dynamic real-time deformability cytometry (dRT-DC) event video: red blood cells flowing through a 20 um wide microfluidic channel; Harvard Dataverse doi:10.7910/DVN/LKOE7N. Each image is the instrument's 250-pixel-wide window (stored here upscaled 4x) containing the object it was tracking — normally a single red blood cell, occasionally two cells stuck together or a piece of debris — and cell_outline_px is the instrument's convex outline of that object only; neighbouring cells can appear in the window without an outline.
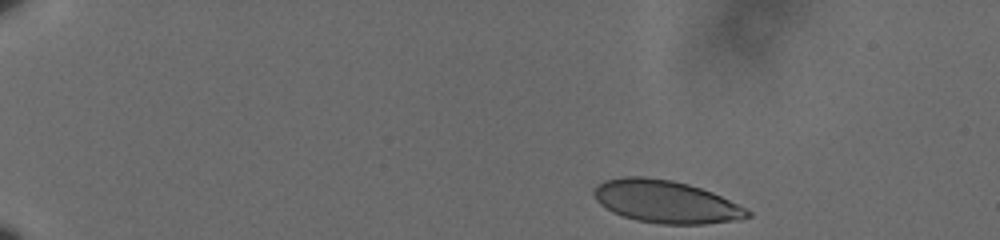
{"species": "human", "species_latin": "Homo sapiens", "temperature_condition": "cold", "stored_images_in_passage": 46, "camera_frame_rate_fps": 3000, "um_per_image_px": 0.085, "donor": {"sex": "male"}, "frame": {"image": 1, "passage_image": 1, "time_ms": 0.0, "image_size_px": [1000, 240], "cell_outline_px": [[752, 216], [740, 220], [704, 224], [660, 224], [636, 220], [612, 212], [600, 204], [596, 200], [592, 192], [596, 184], [604, 180], [624, 176], [644, 176], [672, 180], [688, 184], [712, 192], [752, 212]], "centroid_in_image_um": [56.56, 17.14], "position_along_channel_um": 28.4, "area_um2": 38.21}}
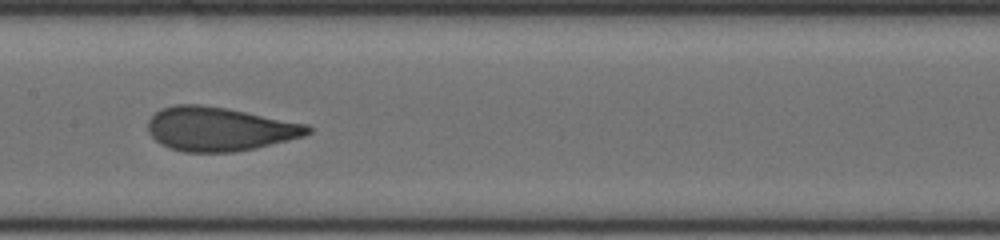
{"frame": {"image": 2, "passage_image": 24, "time_ms": 7.667, "image_size_px": [1000, 240], "cell_outline_px": [[312, 132], [304, 136], [256, 148], [232, 152], [184, 152], [168, 148], [160, 144], [148, 132], [148, 120], [160, 108], [176, 104], [200, 104], [228, 108], [308, 124], [312, 128]], "centroid_in_image_um": [18.65, 10.96], "position_along_channel_um": 188.8, "area_um2": 41.15}}
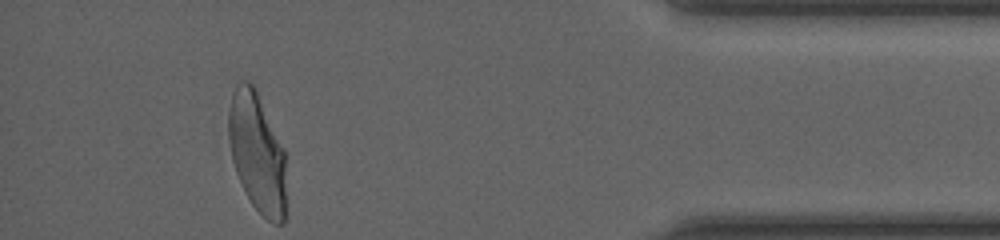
{"frame": {"image": 3, "passage_image": 46, "time_ms": 15.0, "image_size_px": [1000, 240], "cell_outline_px": [[284, 224], [272, 224], [252, 204], [236, 172], [232, 160], [228, 136], [228, 112], [232, 92], [236, 84], [240, 80], [248, 80], [256, 88], [284, 148]], "centroid_in_image_um": [21.83, 12.9], "position_along_channel_um": 413.4, "area_um2": 39.94}, "authors_computed_cell_mechanics": {"area_um2": 40.4022, "velocity_mm_per_s": 3.5997, "shape_relaxation_time_tau1_ms": 4.9892, "shape_relaxation_time_tau2_ms": null, "deformation_change_tau1": 0.1781, "deformation_change_tau2": null}}